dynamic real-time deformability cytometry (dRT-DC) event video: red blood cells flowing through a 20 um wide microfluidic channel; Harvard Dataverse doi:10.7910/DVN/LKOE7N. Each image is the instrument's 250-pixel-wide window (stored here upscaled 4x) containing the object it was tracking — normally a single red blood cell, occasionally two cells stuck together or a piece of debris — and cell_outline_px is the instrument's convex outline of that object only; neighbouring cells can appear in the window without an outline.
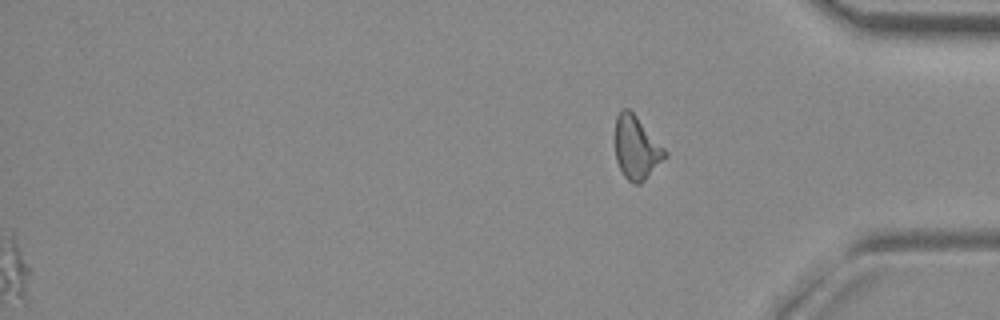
{"species": "common noctule bat (a hibernating species)", "species_latin": "Nyctalus noctula", "temperature_condition": "room temperature", "stored_images_in_passage": 55, "camera_frame_rate_fps": 3000, "um_per_image_px": 0.085, "animal": {"sex": "female", "body_mass_g": 29.2, "forearm_length_mm": 56.3}, "frame": {"image": 1, "passage_image": 55, "time_ms": 18.0, "image_size_px": [1000, 320], "cell_outline_px": [[668, 156], [640, 184], [632, 184], [624, 176], [616, 160], [616, 116], [624, 108], [628, 108], [636, 116], [668, 152]], "centroid_in_image_um": [54.11, 12.59], "position_along_channel_um": 381.1, "area_um2": 18.09}}